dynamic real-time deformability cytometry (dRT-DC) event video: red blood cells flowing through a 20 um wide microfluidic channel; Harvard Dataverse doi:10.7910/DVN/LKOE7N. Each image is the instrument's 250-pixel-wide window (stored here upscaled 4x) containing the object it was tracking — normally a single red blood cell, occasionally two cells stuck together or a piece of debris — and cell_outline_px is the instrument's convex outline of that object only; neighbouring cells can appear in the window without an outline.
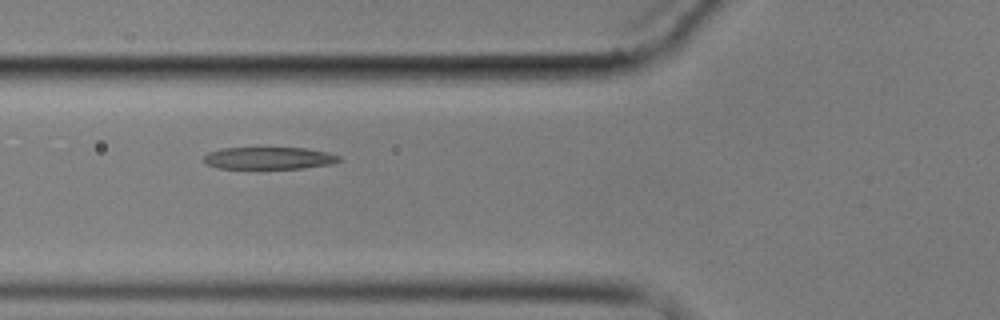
{"species": "common noctule bat (a hibernating species)", "species_latin": "Nyctalus noctula", "temperature_condition": "cold", "stored_images_in_passage": 3, "camera_frame_rate_fps": 3000, "um_per_image_px": 0.085, "animal": {"sex": "male", "body_mass_g": 17.9}, "frame": {"image": 1, "passage_image": 2, "time_ms": 1.0, "image_size_px": [1000, 320], "cell_outline_px": [[340, 160], [332, 164], [304, 168], [216, 168], [208, 164], [204, 160], [204, 156], [208, 152], [220, 148], [308, 148], [328, 152], [340, 156]], "centroid_in_image_um": [22.88, 13.43], "position_along_channel_um": 102.9, "area_um2": 17.46}}
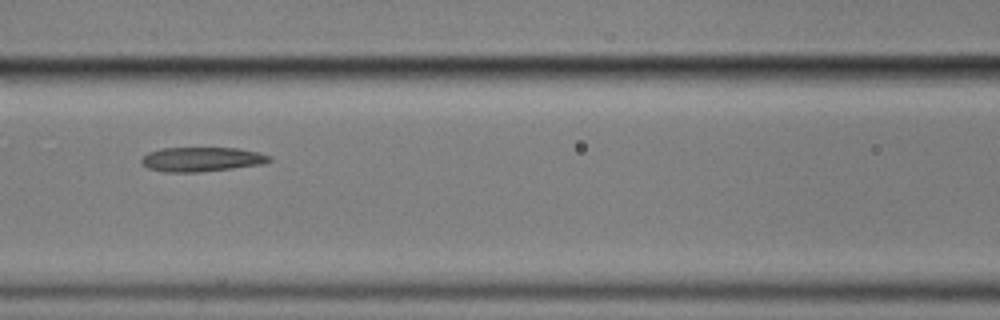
{"frame": {"image": 2, "passage_image": 3, "time_ms": 2.333, "image_size_px": [1000, 320], "cell_outline_px": [[272, 160], [264, 164], [232, 168], [196, 172], [164, 172], [148, 168], [140, 160], [148, 152], [160, 148], [236, 148], [260, 152], [272, 156]], "centroid_in_image_um": [17.17, 13.53], "position_along_channel_um": 149.4, "area_um2": 18.21}}